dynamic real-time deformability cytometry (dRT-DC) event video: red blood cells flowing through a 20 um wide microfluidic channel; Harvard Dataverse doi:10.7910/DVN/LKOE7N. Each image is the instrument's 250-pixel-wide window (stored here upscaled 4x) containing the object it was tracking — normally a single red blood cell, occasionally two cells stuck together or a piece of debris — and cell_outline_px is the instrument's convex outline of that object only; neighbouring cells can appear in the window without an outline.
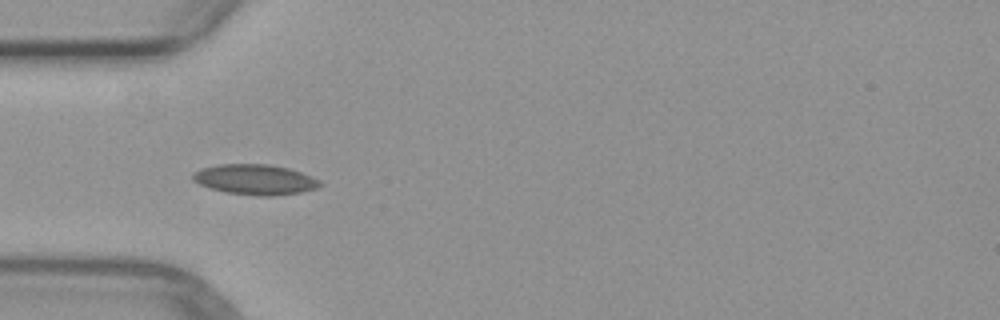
{"species": "common noctule bat (a hibernating species)", "species_latin": "Nyctalus noctula", "temperature_condition": "warm", "stored_images_in_passage": 5, "camera_frame_rate_fps": 3000, "um_per_image_px": 0.085, "animal": {"sex": "female", "body_mass_g": 29.2, "forearm_length_mm": 56.3}, "frame": {"image": 1, "passage_image": 4, "time_ms": 3.667, "image_size_px": [1000, 320], "cell_outline_px": [[324, 184], [316, 188], [300, 192], [272, 196], [256, 196], [224, 192], [208, 188], [192, 180], [192, 172], [200, 168], [220, 164], [268, 164], [288, 168], [312, 176], [320, 180]], "centroid_in_image_um": [21.65, 15.26], "position_along_channel_um": 63.3, "area_um2": 22.66}}
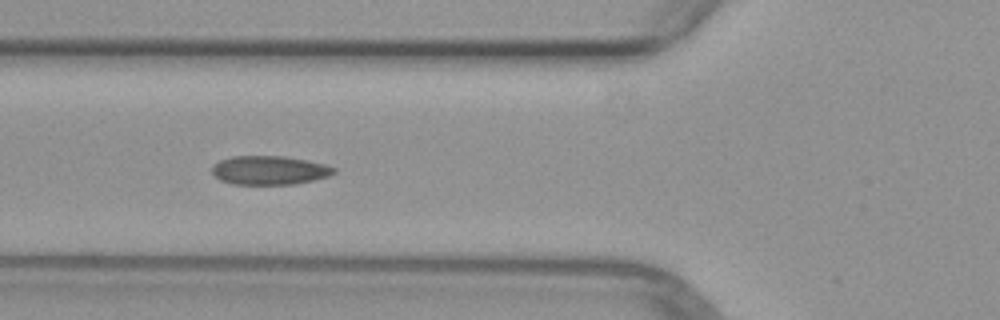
{"frame": {"image": 2, "passage_image": 5, "time_ms": 4.667, "image_size_px": [1000, 320], "cell_outline_px": [[336, 172], [328, 176], [296, 184], [232, 184], [220, 180], [212, 172], [212, 164], [220, 160], [232, 156], [284, 156], [308, 160], [324, 164], [336, 168]], "centroid_in_image_um": [22.89, 14.46], "position_along_channel_um": 102.9, "area_um2": 20.52}}